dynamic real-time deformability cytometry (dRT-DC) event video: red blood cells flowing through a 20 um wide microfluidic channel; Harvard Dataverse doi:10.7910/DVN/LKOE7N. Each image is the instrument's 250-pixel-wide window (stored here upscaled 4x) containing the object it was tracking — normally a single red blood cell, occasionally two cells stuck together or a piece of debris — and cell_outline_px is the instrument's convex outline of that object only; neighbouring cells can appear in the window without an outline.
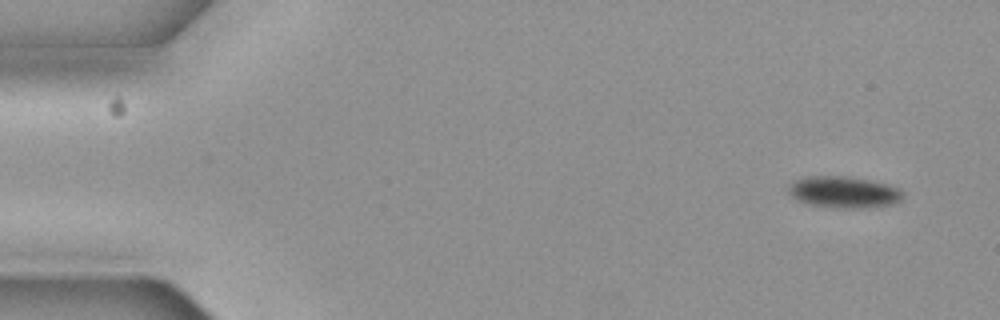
{"species": "common noctule bat (a hibernating species)", "species_latin": "Nyctalus noctula", "temperature_condition": "cold", "stored_images_in_passage": 4, "camera_frame_rate_fps": 3000, "um_per_image_px": 0.085, "animal": {"sex": "female", "body_mass_g": 19.3, "forearm_length_mm": 54.1}, "frame": {"image": 1, "passage_image": 1, "time_ms": 0.0, "image_size_px": [1000, 320], "cell_outline_px": [[904, 196], [900, 200], [892, 204], [880, 208], [832, 208], [808, 204], [796, 200], [788, 192], [788, 188], [796, 180], [808, 176], [844, 176], [868, 180], [884, 184], [896, 188]], "centroid_in_image_um": [71.7, 16.36], "position_along_channel_um": 13.3, "area_um2": 20.98}}
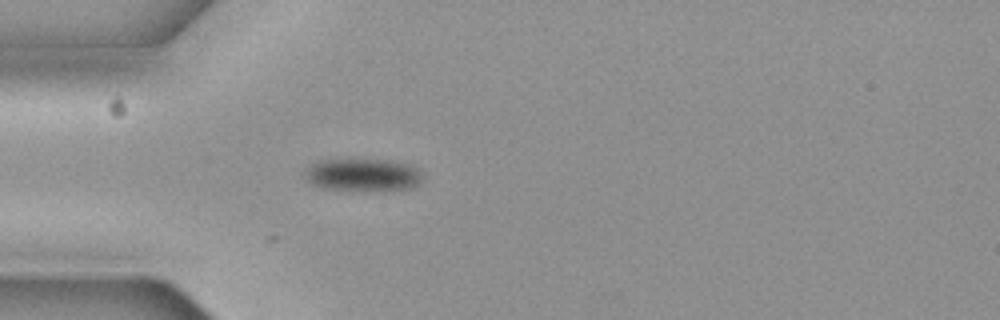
{"frame": {"image": 2, "passage_image": 4, "time_ms": 1.0, "image_size_px": [1000, 320], "cell_outline_px": [[420, 184], [412, 188], [324, 188], [312, 184], [304, 176], [304, 168], [316, 160], [384, 160], [404, 164], [416, 168], [420, 172]], "centroid_in_image_um": [30.75, 14.82], "position_along_channel_um": 54.3, "area_um2": 21.27}}